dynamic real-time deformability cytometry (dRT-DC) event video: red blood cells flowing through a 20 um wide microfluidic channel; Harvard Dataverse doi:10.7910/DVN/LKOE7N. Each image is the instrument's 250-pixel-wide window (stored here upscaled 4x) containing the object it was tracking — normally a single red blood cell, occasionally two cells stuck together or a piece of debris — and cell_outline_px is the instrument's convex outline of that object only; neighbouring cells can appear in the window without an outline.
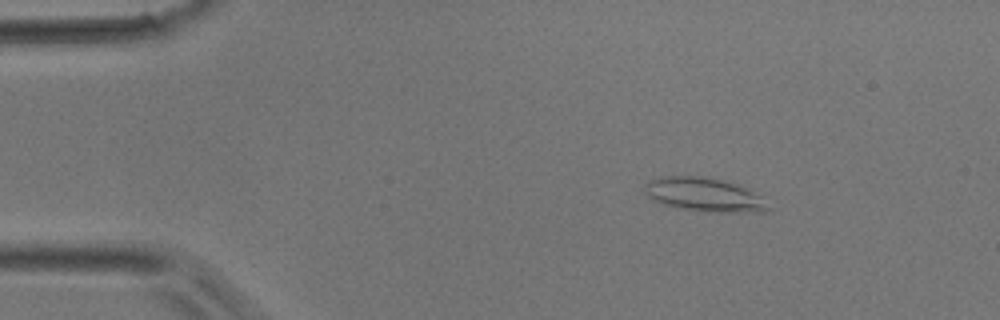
{"species": "common noctule bat (a hibernating species)", "species_latin": "Nyctalus noctula", "temperature_condition": "room temperature", "stored_images_in_passage": 4, "camera_frame_rate_fps": 3000, "um_per_image_px": 0.085, "animal": {"sex": "male", "body_mass_g": 17.9}, "frame": {"image": 1, "passage_image": 1, "time_ms": 0.0, "image_size_px": [1000, 320], "cell_outline_px": [[772, 208], [764, 212], [728, 212], [684, 208], [664, 204], [652, 200], [644, 192], [644, 184], [648, 180], [664, 176], [704, 176], [752, 188]], "centroid_in_image_um": [59.89, 16.52], "position_along_channel_um": 25.1, "area_um2": 24.22}}
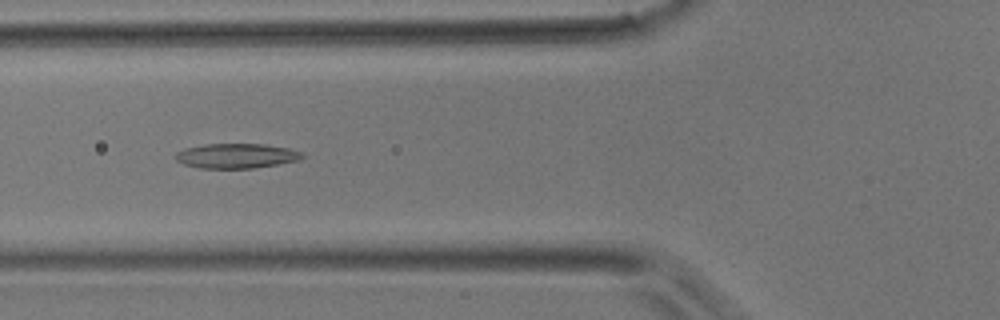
{"frame": {"image": 2, "passage_image": 4, "time_ms": 1.0, "image_size_px": [1000, 320], "cell_outline_px": [[304, 156], [300, 160], [252, 168], [200, 168], [184, 164], [176, 160], [172, 156], [176, 152], [184, 148], [204, 144], [264, 144], [288, 148], [300, 152]], "centroid_in_image_um": [20.03, 13.24], "position_along_channel_um": 105.8, "area_um2": 18.26}}